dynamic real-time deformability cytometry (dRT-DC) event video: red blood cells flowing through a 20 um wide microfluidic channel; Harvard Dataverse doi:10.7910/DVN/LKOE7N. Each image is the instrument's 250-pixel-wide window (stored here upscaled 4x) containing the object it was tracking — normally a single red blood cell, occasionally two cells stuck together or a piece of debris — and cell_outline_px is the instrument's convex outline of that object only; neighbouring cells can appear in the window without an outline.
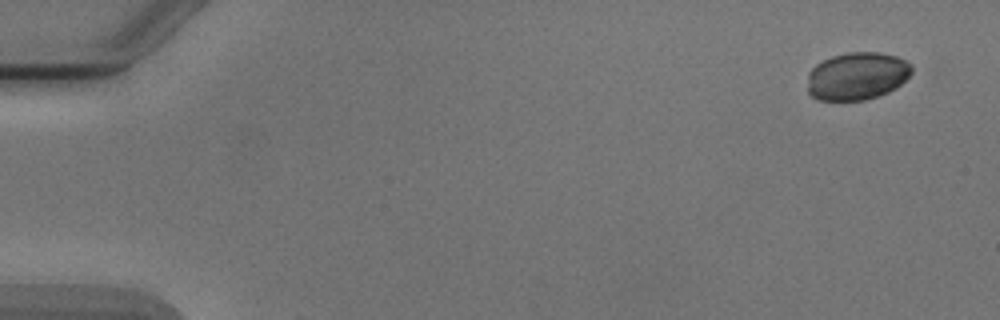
{"species": "Egyptian fruit bat (a non-hibernating species)", "species_latin": "Rousettus aegyptiacus", "temperature_condition": "cold", "stored_images_in_passage": 6, "camera_frame_rate_fps": 3000, "um_per_image_px": 0.085, "animal": {"sex": "male"}, "frame": {"image": 1, "passage_image": 1, "time_ms": 0.0, "image_size_px": [1000, 320], "cell_outline_px": [[912, 72], [896, 88], [888, 92], [864, 100], [816, 100], [808, 92], [808, 72], [816, 64], [832, 56], [848, 52], [880, 52], [896, 56], [912, 64]], "centroid_in_image_um": [72.84, 6.46], "position_along_channel_um": 12.2, "area_um2": 29.02}}
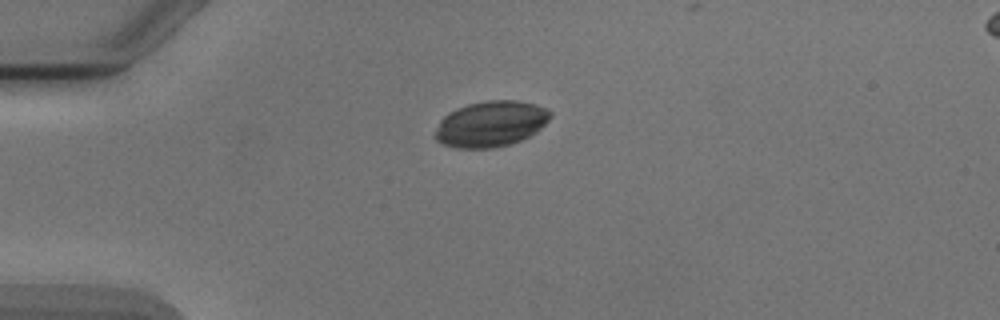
{"frame": {"image": 2, "passage_image": 4, "time_ms": 3.667, "image_size_px": [1000, 320], "cell_outline_px": [[552, 116], [536, 132], [520, 140], [508, 144], [492, 148], [460, 148], [444, 144], [436, 140], [432, 136], [440, 120], [448, 112], [456, 108], [468, 104], [484, 100], [516, 100], [536, 104], [552, 112]], "centroid_in_image_um": [41.69, 10.52], "position_along_channel_um": 43.3, "area_um2": 30.75}}